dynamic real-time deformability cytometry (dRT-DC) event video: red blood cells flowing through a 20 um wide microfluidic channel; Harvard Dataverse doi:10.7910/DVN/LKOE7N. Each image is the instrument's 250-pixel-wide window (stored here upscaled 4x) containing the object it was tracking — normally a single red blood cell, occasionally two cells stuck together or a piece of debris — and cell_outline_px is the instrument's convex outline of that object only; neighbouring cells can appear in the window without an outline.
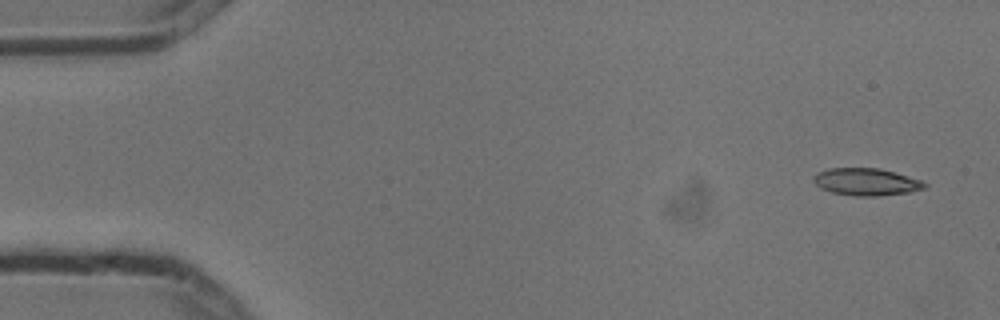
{"species": "common noctule bat (a hibernating species)", "species_latin": "Nyctalus noctula", "temperature_condition": "cold", "stored_images_in_passage": 6, "camera_frame_rate_fps": 3000, "um_per_image_px": 0.085, "animal": {"sex": "male", "body_mass_g": 13.3}, "frame": {"image": 1, "passage_image": 1, "time_ms": 0.0, "image_size_px": [1000, 320], "cell_outline_px": [[928, 184], [924, 188], [908, 192], [880, 196], [856, 196], [832, 192], [820, 188], [812, 180], [812, 176], [816, 172], [828, 168], [880, 168], [920, 180]], "centroid_in_image_um": [73.57, 15.45], "position_along_channel_um": 11.4, "area_um2": 17.63}}
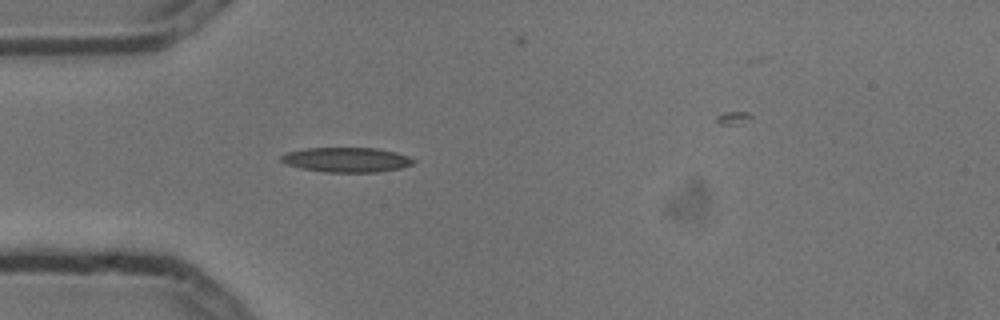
{"frame": {"image": 2, "passage_image": 5, "time_ms": 1.333, "image_size_px": [1000, 320], "cell_outline_px": [[416, 160], [412, 164], [400, 168], [376, 172], [324, 172], [300, 168], [284, 164], [280, 160], [280, 156], [288, 152], [304, 148], [376, 148], [396, 152], [408, 156]], "centroid_in_image_um": [29.42, 13.58], "position_along_channel_um": 55.6, "area_um2": 19.13}}